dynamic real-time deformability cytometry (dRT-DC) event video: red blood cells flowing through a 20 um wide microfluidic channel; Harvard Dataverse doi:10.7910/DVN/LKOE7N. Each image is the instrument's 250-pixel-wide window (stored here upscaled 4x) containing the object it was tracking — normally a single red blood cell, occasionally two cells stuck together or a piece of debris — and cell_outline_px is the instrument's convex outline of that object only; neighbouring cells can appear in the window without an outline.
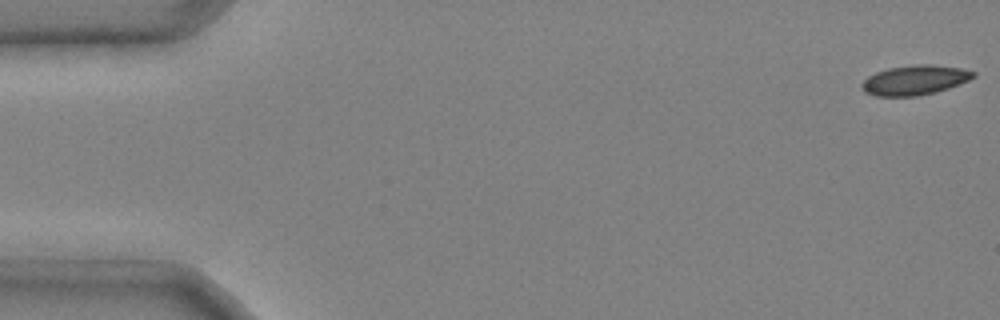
{"species": "common noctule bat (a hibernating species)", "species_latin": "Nyctalus noctula", "temperature_condition": "cold", "stored_images_in_passage": 45, "camera_frame_rate_fps": 3000, "um_per_image_px": 0.085, "animal": {"sex": "male", "body_mass_g": 20.4}, "frame": {"image": 1, "passage_image": 1, "time_ms": 0.0, "image_size_px": [1000, 320], "cell_outline_px": [[976, 76], [960, 84], [936, 92], [916, 96], [876, 96], [864, 92], [860, 88], [860, 84], [868, 76], [876, 72], [888, 68], [916, 64], [932, 64], [960, 68], [976, 72]], "centroid_in_image_um": [77.74, 6.81], "position_along_channel_um": 7.3, "area_um2": 19.42}}
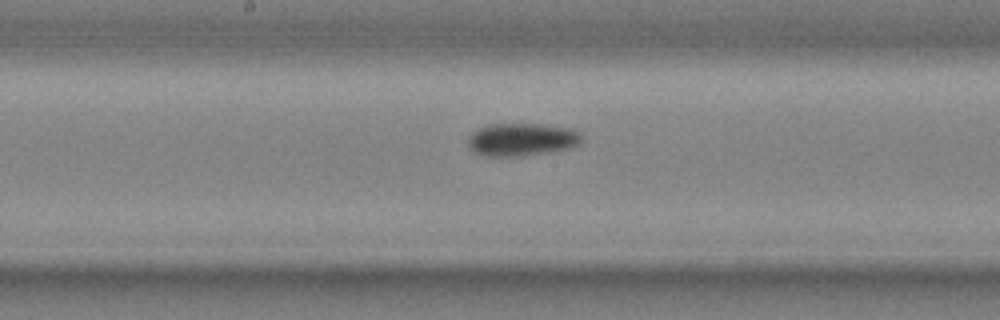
{"frame": {"image": 2, "passage_image": 26, "time_ms": 8.333, "image_size_px": [1000, 320], "cell_outline_px": [[580, 144], [568, 148], [548, 152], [524, 156], [484, 156], [472, 152], [468, 148], [468, 140], [472, 132], [488, 124], [536, 124], [568, 128], [576, 132], [580, 136]], "centroid_in_image_um": [44.27, 11.87], "position_along_channel_um": 203.9, "area_um2": 21.56}}
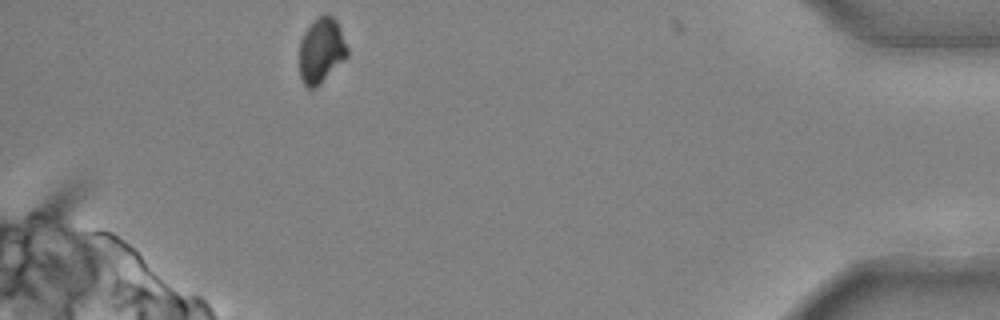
{"frame": {"image": 3, "passage_image": 45, "time_ms": 14.667, "image_size_px": [1000, 320], "cell_outline_px": [[348, 56], [316, 88], [308, 88], [304, 84], [300, 76], [300, 40], [304, 32], [312, 20], [316, 16], [324, 12], [328, 12], [336, 20], [340, 28], [348, 48]], "centroid_in_image_um": [27.31, 4.24], "position_along_channel_um": 407.9, "area_um2": 18.5}, "authors_computed_cell_mechanics": {"area_um2": 20.1144, "velocity_mm_per_s": 3.9779, "shape_relaxation_time_tau1_ms": 2.979, "shape_relaxation_time_tau2_ms": null, "deformation_change_tau1": 0.0819, "deformation_change_tau2": null}}